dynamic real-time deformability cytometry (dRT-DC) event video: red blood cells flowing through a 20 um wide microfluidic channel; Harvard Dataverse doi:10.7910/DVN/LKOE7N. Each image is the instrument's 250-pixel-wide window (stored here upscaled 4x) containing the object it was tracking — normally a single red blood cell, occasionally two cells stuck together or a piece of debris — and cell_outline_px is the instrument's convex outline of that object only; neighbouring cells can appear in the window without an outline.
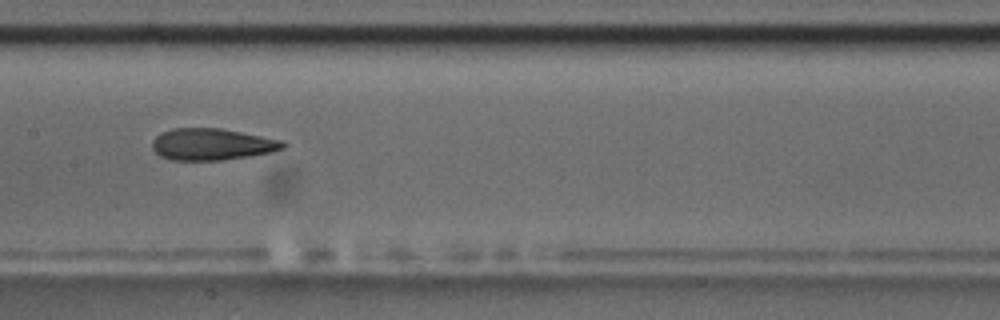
{"species": "common noctule bat (a hibernating species)", "species_latin": "Nyctalus noctula", "temperature_condition": "room temperature", "stored_images_in_passage": 15, "camera_frame_rate_fps": 3000, "um_per_image_px": 0.085, "animal": {"sex": "male", "body_mass_g": 17.5, "forearm_length_mm": 52.3}, "frame": {"image": 1, "passage_image": 7, "time_ms": 7.0, "image_size_px": [1000, 320], "cell_outline_px": [[288, 144], [284, 148], [272, 152], [248, 156], [220, 160], [172, 160], [160, 156], [152, 148], [152, 140], [160, 132], [172, 128], [220, 128], [284, 140]], "centroid_in_image_um": [18.02, 12.26], "position_along_channel_um": 189.4, "area_um2": 24.28}}